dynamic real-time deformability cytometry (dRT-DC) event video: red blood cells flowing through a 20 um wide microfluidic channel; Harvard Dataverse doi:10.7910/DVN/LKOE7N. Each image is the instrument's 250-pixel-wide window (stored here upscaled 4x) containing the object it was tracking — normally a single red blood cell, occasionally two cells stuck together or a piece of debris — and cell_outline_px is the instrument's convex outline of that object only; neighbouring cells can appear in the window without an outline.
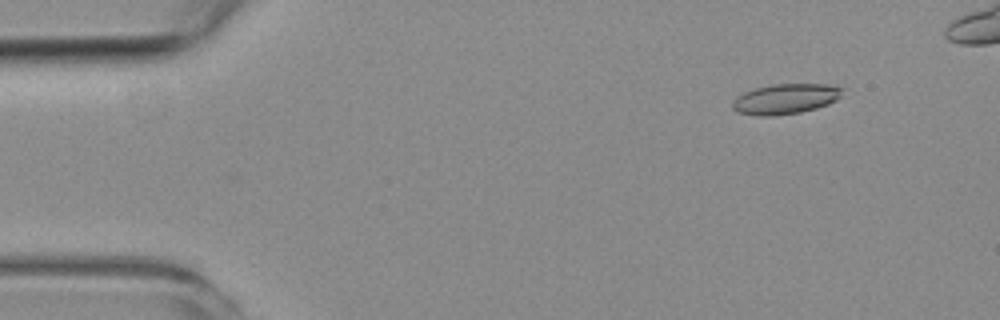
{"species": "common noctule bat (a hibernating species)", "species_latin": "Nyctalus noctula", "temperature_condition": "room temperature", "stored_images_in_passage": 9, "camera_frame_rate_fps": 3000, "um_per_image_px": 0.085, "animal": {"sex": "female", "body_mass_g": 19.3, "forearm_length_mm": 54.1}, "frame": {"image": 1, "passage_image": 2, "time_ms": 1.0, "image_size_px": [1000, 320], "cell_outline_px": [[844, 88], [840, 96], [836, 100], [828, 104], [816, 108], [800, 112], [772, 116], [756, 116], [736, 112], [732, 108], [732, 100], [736, 96], [744, 92], [756, 88], [772, 84], [836, 84]], "centroid_in_image_um": [66.75, 8.4], "position_along_channel_um": 18.2, "area_um2": 19.59}}
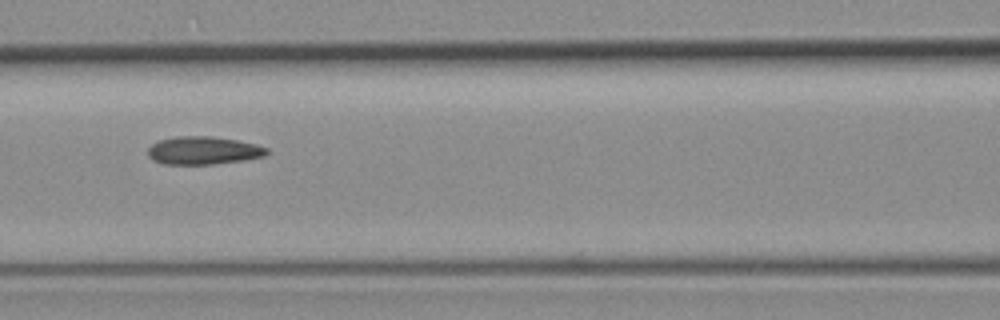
{"frame": {"image": 2, "passage_image": 7, "time_ms": 7.0, "image_size_px": [1000, 320], "cell_outline_px": [[268, 152], [264, 156], [244, 160], [216, 164], [164, 164], [152, 160], [148, 156], [148, 148], [152, 144], [160, 140], [176, 136], [212, 136], [236, 140], [256, 144], [268, 148]], "centroid_in_image_um": [17.28, 12.79], "position_along_channel_um": 149.3, "area_um2": 19.42}}
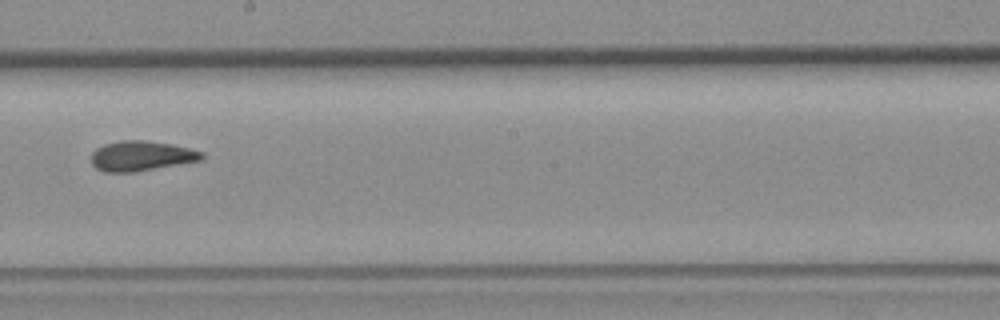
{"frame": {"image": 3, "passage_image": 9, "time_ms": 9.333, "image_size_px": [1000, 320], "cell_outline_px": [[204, 156], [200, 160], [136, 172], [104, 172], [96, 168], [92, 164], [92, 152], [96, 148], [104, 144], [120, 140], [144, 140], [172, 144], [204, 152]], "centroid_in_image_um": [11.98, 13.25], "position_along_channel_um": 236.2, "area_um2": 19.31}}